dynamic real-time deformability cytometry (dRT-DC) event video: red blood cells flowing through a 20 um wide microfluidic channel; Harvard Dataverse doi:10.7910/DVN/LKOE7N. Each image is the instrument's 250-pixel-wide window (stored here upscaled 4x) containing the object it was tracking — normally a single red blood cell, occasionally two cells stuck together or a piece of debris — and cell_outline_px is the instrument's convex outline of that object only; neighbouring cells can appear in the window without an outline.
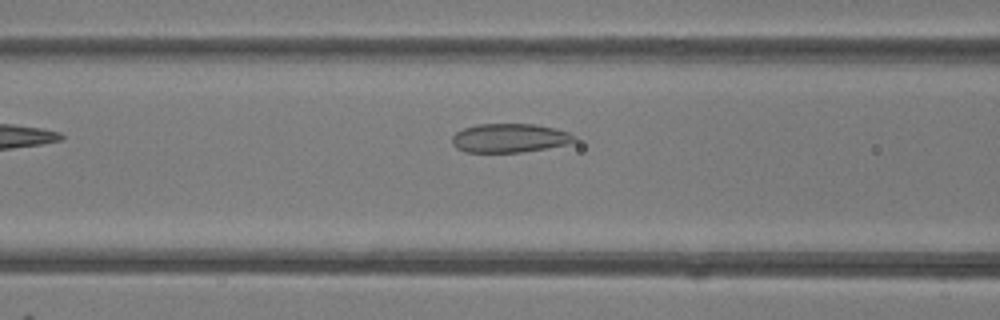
{"species": "common noctule bat (a hibernating species)", "species_latin": "Nyctalus noctula", "temperature_condition": "room temperature", "stored_images_in_passage": 4, "camera_frame_rate_fps": 3000, "um_per_image_px": 0.085, "animal": {"sex": "female"}, "frame": {"image": 1, "passage_image": 4, "time_ms": 3.667, "image_size_px": [1000, 320], "cell_outline_px": [[576, 140], [572, 144], [520, 152], [464, 152], [456, 148], [452, 144], [452, 136], [456, 132], [464, 128], [476, 124], [536, 124], [556, 128], [568, 132], [576, 136]], "centroid_in_image_um": [43.34, 11.73], "position_along_channel_um": 123.3, "area_um2": 20.81}}